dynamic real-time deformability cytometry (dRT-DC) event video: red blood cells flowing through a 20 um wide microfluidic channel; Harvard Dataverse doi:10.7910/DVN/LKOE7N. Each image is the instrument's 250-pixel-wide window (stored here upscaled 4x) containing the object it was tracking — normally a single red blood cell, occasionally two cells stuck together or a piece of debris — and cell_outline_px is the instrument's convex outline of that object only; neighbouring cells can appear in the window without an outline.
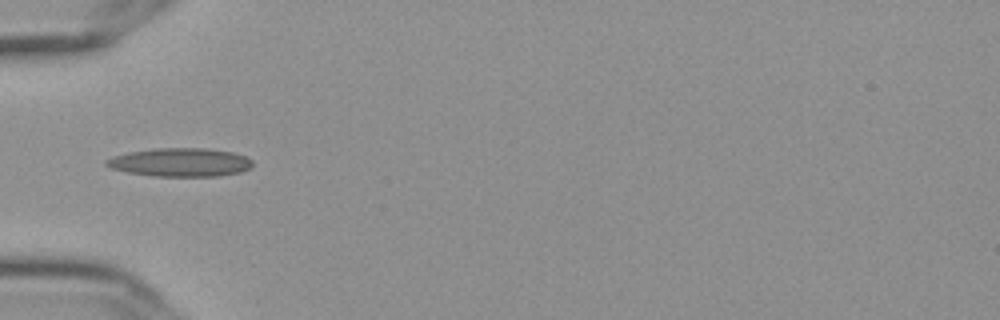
{"species": "Egyptian fruit bat (a non-hibernating species)", "species_latin": "Rousettus aegyptiacus", "temperature_condition": "cold", "stored_images_in_passage": 35, "camera_frame_rate_fps": 3000, "um_per_image_px": 0.085, "frame": {"image": 1, "passage_image": 1, "time_ms": 0.0, "image_size_px": [1000, 320], "cell_outline_px": [[252, 168], [240, 172], [216, 176], [156, 176], [128, 172], [112, 168], [104, 164], [104, 160], [112, 156], [128, 152], [156, 148], [204, 148], [232, 152], [244, 156], [252, 160]], "centroid_in_image_um": [15.31, 13.79], "position_along_channel_um": 69.7, "area_um2": 24.22}}
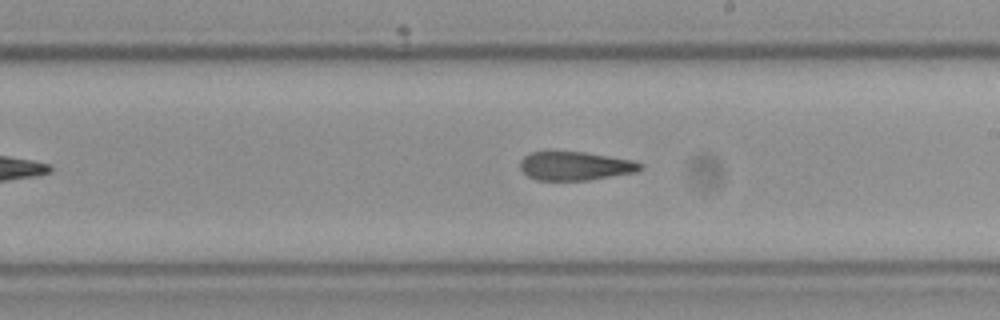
{"frame": {"image": 2, "passage_image": 15, "time_ms": 4.667, "image_size_px": [1000, 320], "cell_outline_px": [[644, 168], [636, 172], [588, 180], [536, 180], [528, 176], [520, 168], [520, 160], [524, 156], [532, 152], [584, 152], [632, 160], [640, 164]], "centroid_in_image_um": [48.87, 14.11], "position_along_channel_um": 240.1, "area_um2": 19.88}}
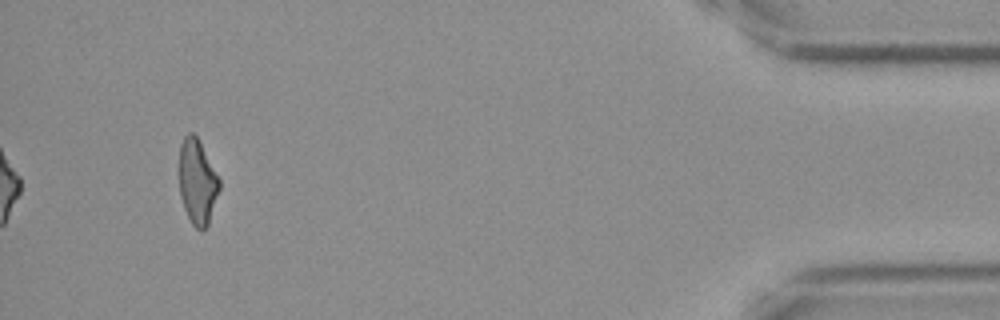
{"frame": {"image": 3, "passage_image": 35, "time_ms": 11.333, "image_size_px": [1000, 320], "cell_outline_px": [[220, 188], [208, 224], [200, 232], [192, 224], [184, 208], [180, 192], [180, 144], [184, 136], [188, 132], [192, 132], [196, 136], [220, 180]], "centroid_in_image_um": [16.77, 15.47], "position_along_channel_um": 418.4, "area_um2": 19.48}, "authors_computed_cell_mechanics": {"area_um2": 21.1548, "velocity_mm_per_s": 3.6463, "shape_relaxation_time_tau1_ms": null, "shape_relaxation_time_tau2_ms": 3.2648, "deformation_change_tau1": null, "deformation_change_tau2": 0.1374}}